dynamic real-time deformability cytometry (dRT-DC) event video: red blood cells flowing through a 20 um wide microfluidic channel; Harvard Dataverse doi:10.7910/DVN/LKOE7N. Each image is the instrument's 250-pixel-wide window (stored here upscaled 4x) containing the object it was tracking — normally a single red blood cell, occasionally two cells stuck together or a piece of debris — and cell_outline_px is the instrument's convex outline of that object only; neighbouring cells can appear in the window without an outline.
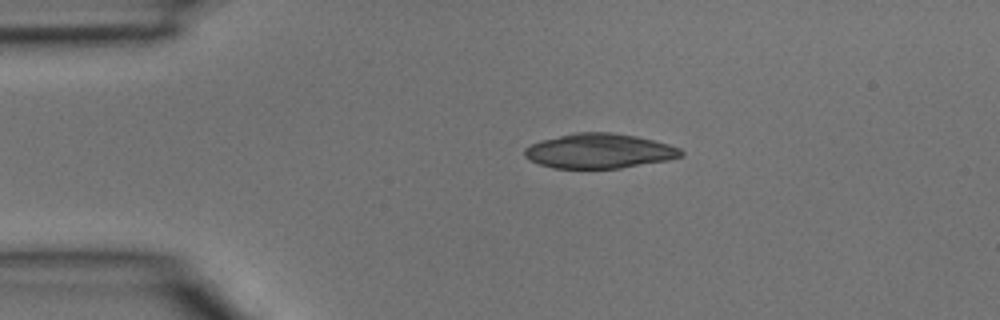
{"species": "common noctule bat (a hibernating species)", "species_latin": "Nyctalus noctula", "temperature_condition": "room temperature", "stored_images_in_passage": 2, "camera_frame_rate_fps": 3000, "um_per_image_px": 0.085, "animal": {"sex": "male", "body_mass_g": 15.6}, "frame": {"image": 1, "passage_image": 1, "time_ms": 0.0, "image_size_px": [1000, 320], "cell_outline_px": [[684, 156], [668, 160], [620, 168], [552, 168], [540, 164], [524, 156], [524, 148], [532, 144], [544, 140], [576, 132], [612, 132], [636, 136], [668, 144], [680, 148], [684, 152]], "centroid_in_image_um": [50.97, 12.84], "position_along_channel_um": 34.0, "area_um2": 31.44}}